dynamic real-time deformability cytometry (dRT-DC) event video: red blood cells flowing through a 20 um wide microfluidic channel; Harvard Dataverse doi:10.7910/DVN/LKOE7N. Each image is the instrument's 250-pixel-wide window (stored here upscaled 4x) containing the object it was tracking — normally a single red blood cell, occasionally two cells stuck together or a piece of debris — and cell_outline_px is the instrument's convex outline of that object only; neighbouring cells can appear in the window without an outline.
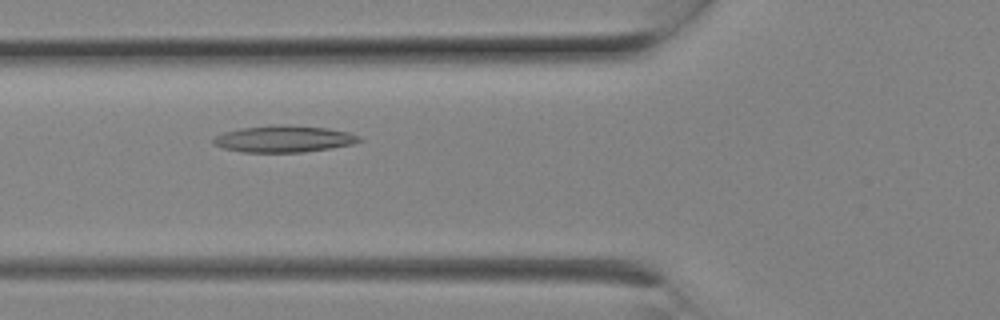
{"species": "Egyptian fruit bat (a non-hibernating species)", "species_latin": "Rousettus aegyptiacus", "temperature_condition": "room temperature", "stored_images_in_passage": 8, "camera_frame_rate_fps": 3000, "um_per_image_px": 0.085, "animal": {"sex": "female"}, "frame": {"image": 1, "passage_image": 7, "time_ms": 2.0, "image_size_px": [1000, 320], "cell_outline_px": [[364, 140], [352, 144], [304, 152], [240, 152], [224, 148], [212, 144], [212, 140], [216, 136], [224, 132], [240, 128], [272, 124], [288, 124], [328, 128], [348, 132], [360, 136]], "centroid_in_image_um": [24.11, 11.79], "position_along_channel_um": 101.7, "area_um2": 22.89}}
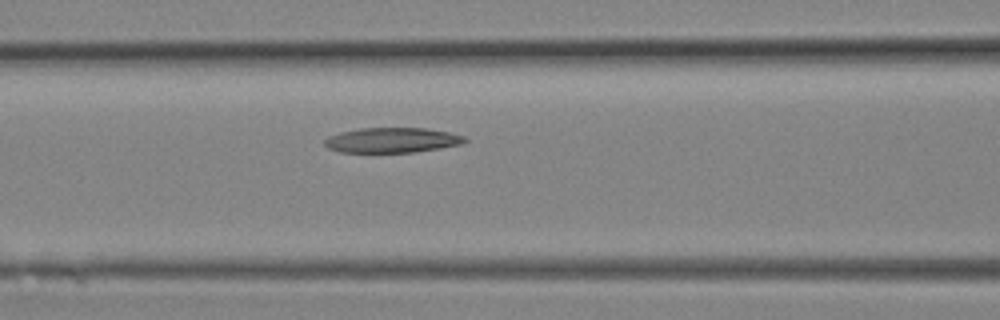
{"frame": {"image": 2, "passage_image": 8, "time_ms": 2.333, "image_size_px": [1000, 320], "cell_outline_px": [[468, 140], [460, 144], [440, 148], [412, 152], [340, 152], [328, 148], [324, 144], [324, 140], [328, 136], [340, 132], [360, 128], [424, 128], [448, 132], [464, 136]], "centroid_in_image_um": [33.29, 11.91], "position_along_channel_um": 133.3, "area_um2": 20.35}}